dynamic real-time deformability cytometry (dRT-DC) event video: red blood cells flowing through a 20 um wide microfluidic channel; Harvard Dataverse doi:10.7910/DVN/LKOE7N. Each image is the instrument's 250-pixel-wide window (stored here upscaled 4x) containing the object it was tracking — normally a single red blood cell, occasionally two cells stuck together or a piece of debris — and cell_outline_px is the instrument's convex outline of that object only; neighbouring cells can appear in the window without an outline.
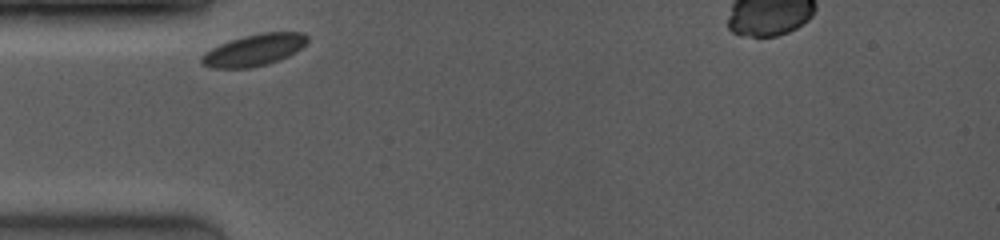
{"species": "common noctule bat (a hibernating species)", "species_latin": "Nyctalus noctula", "temperature_condition": "room temperature", "stored_images_in_passage": 4, "camera_frame_rate_fps": 4000, "um_per_image_px": 0.085, "animal": {"sex": "female", "body_mass_g": 19.0, "forearm_length_mm": 53.3}, "frame": {"image": 1, "passage_image": 1, "time_ms": 0.0, "image_size_px": [1000, 240], "cell_outline_px": [[308, 40], [300, 48], [288, 56], [264, 64], [248, 68], [212, 68], [204, 64], [200, 60], [200, 56], [204, 52], [220, 44], [244, 36], [260, 32], [304, 32], [308, 36]], "centroid_in_image_um": [21.58, 4.24], "position_along_channel_um": 63.4, "area_um2": 19.25}}